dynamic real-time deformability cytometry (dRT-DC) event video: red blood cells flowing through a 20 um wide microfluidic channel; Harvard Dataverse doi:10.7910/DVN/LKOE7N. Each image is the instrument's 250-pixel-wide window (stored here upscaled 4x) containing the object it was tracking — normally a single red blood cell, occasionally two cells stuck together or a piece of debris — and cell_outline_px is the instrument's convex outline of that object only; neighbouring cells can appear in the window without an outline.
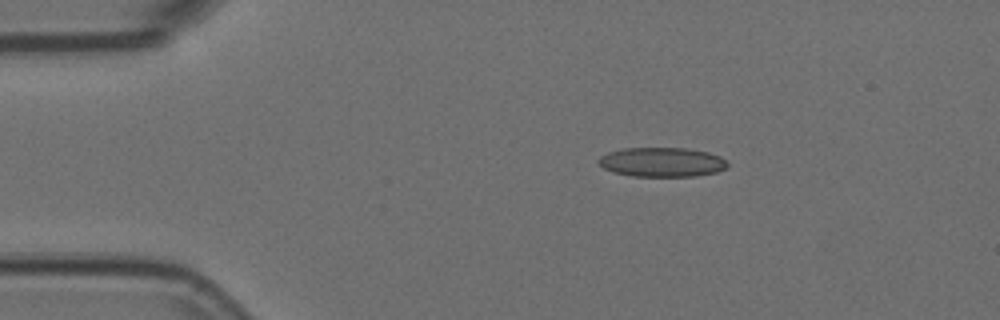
{"species": "Egyptian fruit bat (a non-hibernating species)", "species_latin": "Rousettus aegyptiacus", "temperature_condition": "room temperature", "stored_images_in_passage": 5, "camera_frame_rate_fps": 3000, "um_per_image_px": 0.085, "animal": {"sex": "female"}, "frame": {"image": 1, "passage_image": 2, "time_ms": 0.333, "image_size_px": [1000, 320], "cell_outline_px": [[728, 164], [724, 168], [716, 172], [696, 176], [632, 176], [616, 172], [604, 168], [596, 160], [600, 156], [608, 152], [624, 148], [688, 148], [708, 152], [720, 156]], "centroid_in_image_um": [56.25, 13.77], "position_along_channel_um": 28.7, "area_um2": 21.96}}
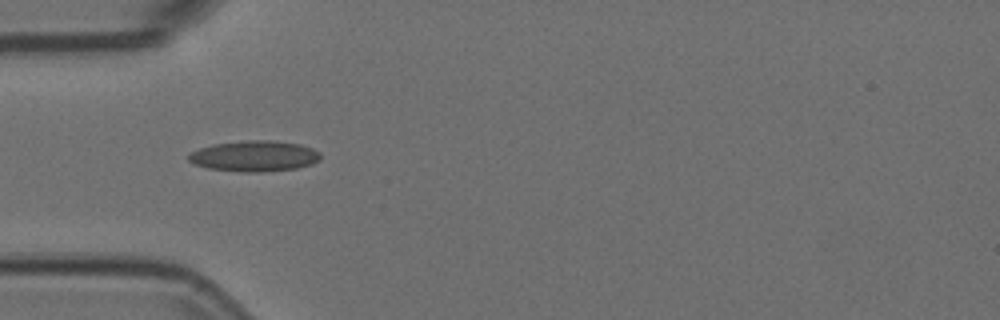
{"frame": {"image": 2, "passage_image": 4, "time_ms": 1.0, "image_size_px": [1000, 320], "cell_outline_px": [[320, 160], [312, 164], [296, 168], [260, 172], [244, 172], [208, 168], [196, 164], [188, 160], [188, 156], [192, 152], [200, 148], [212, 144], [248, 140], [276, 140], [300, 144], [312, 148], [320, 152]], "centroid_in_image_um": [21.66, 13.26], "position_along_channel_um": 63.3, "area_um2": 23.64}}
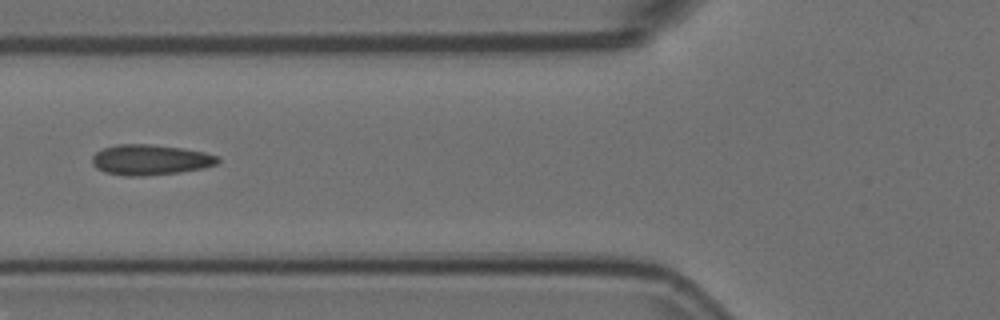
{"frame": {"image": 3, "passage_image": 5, "time_ms": 1.333, "image_size_px": [1000, 320], "cell_outline_px": [[220, 160], [216, 164], [204, 168], [180, 172], [144, 176], [124, 176], [104, 172], [96, 168], [92, 164], [92, 156], [96, 152], [104, 148], [116, 144], [152, 144], [180, 148], [204, 152], [216, 156]], "centroid_in_image_um": [12.73, 13.59], "position_along_channel_um": 113.1, "area_um2": 22.31}}